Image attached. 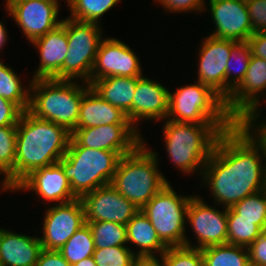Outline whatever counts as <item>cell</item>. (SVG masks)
Masks as SVG:
<instances>
[{"label":"cell","mask_w":266,"mask_h":266,"mask_svg":"<svg viewBox=\"0 0 266 266\" xmlns=\"http://www.w3.org/2000/svg\"><path fill=\"white\" fill-rule=\"evenodd\" d=\"M17 126H0V169L14 186Z\"/></svg>","instance_id":"34"},{"label":"cell","mask_w":266,"mask_h":266,"mask_svg":"<svg viewBox=\"0 0 266 266\" xmlns=\"http://www.w3.org/2000/svg\"><path fill=\"white\" fill-rule=\"evenodd\" d=\"M139 58L131 48L115 38L103 39L91 72V84L111 76L141 77Z\"/></svg>","instance_id":"15"},{"label":"cell","mask_w":266,"mask_h":266,"mask_svg":"<svg viewBox=\"0 0 266 266\" xmlns=\"http://www.w3.org/2000/svg\"><path fill=\"white\" fill-rule=\"evenodd\" d=\"M91 229L95 248L125 246L126 225L108 221L85 222Z\"/></svg>","instance_id":"31"},{"label":"cell","mask_w":266,"mask_h":266,"mask_svg":"<svg viewBox=\"0 0 266 266\" xmlns=\"http://www.w3.org/2000/svg\"><path fill=\"white\" fill-rule=\"evenodd\" d=\"M85 222L108 221L126 225L140 211L111 184L98 187L80 198Z\"/></svg>","instance_id":"14"},{"label":"cell","mask_w":266,"mask_h":266,"mask_svg":"<svg viewBox=\"0 0 266 266\" xmlns=\"http://www.w3.org/2000/svg\"><path fill=\"white\" fill-rule=\"evenodd\" d=\"M227 223V244L248 247L263 233L255 221L237 219V213L231 207L227 211Z\"/></svg>","instance_id":"30"},{"label":"cell","mask_w":266,"mask_h":266,"mask_svg":"<svg viewBox=\"0 0 266 266\" xmlns=\"http://www.w3.org/2000/svg\"><path fill=\"white\" fill-rule=\"evenodd\" d=\"M1 173H3V175H4V181L2 182V188H3V190H11V191H16V189L14 188V186L11 184V182H10V180H9V178H8V176L0 169V175H1Z\"/></svg>","instance_id":"44"},{"label":"cell","mask_w":266,"mask_h":266,"mask_svg":"<svg viewBox=\"0 0 266 266\" xmlns=\"http://www.w3.org/2000/svg\"><path fill=\"white\" fill-rule=\"evenodd\" d=\"M22 112L15 103L0 97V126H17Z\"/></svg>","instance_id":"39"},{"label":"cell","mask_w":266,"mask_h":266,"mask_svg":"<svg viewBox=\"0 0 266 266\" xmlns=\"http://www.w3.org/2000/svg\"><path fill=\"white\" fill-rule=\"evenodd\" d=\"M166 120L196 124H236L226 111L225 101L209 86L198 81L182 86L174 93L169 91Z\"/></svg>","instance_id":"7"},{"label":"cell","mask_w":266,"mask_h":266,"mask_svg":"<svg viewBox=\"0 0 266 266\" xmlns=\"http://www.w3.org/2000/svg\"><path fill=\"white\" fill-rule=\"evenodd\" d=\"M215 29L210 36L247 42L254 33L246 0H209Z\"/></svg>","instance_id":"18"},{"label":"cell","mask_w":266,"mask_h":266,"mask_svg":"<svg viewBox=\"0 0 266 266\" xmlns=\"http://www.w3.org/2000/svg\"><path fill=\"white\" fill-rule=\"evenodd\" d=\"M204 266H250L248 249L245 246L223 244L203 249Z\"/></svg>","instance_id":"26"},{"label":"cell","mask_w":266,"mask_h":266,"mask_svg":"<svg viewBox=\"0 0 266 266\" xmlns=\"http://www.w3.org/2000/svg\"><path fill=\"white\" fill-rule=\"evenodd\" d=\"M20 80L12 68L0 60V97L15 103L24 112L29 108L31 93L30 88L22 87Z\"/></svg>","instance_id":"29"},{"label":"cell","mask_w":266,"mask_h":266,"mask_svg":"<svg viewBox=\"0 0 266 266\" xmlns=\"http://www.w3.org/2000/svg\"><path fill=\"white\" fill-rule=\"evenodd\" d=\"M110 124H132L119 108L104 101L92 87L83 95L80 104L77 128H88Z\"/></svg>","instance_id":"23"},{"label":"cell","mask_w":266,"mask_h":266,"mask_svg":"<svg viewBox=\"0 0 266 266\" xmlns=\"http://www.w3.org/2000/svg\"><path fill=\"white\" fill-rule=\"evenodd\" d=\"M99 25L67 18L68 53L61 67V80L83 78L85 84L91 85V72L102 41Z\"/></svg>","instance_id":"9"},{"label":"cell","mask_w":266,"mask_h":266,"mask_svg":"<svg viewBox=\"0 0 266 266\" xmlns=\"http://www.w3.org/2000/svg\"><path fill=\"white\" fill-rule=\"evenodd\" d=\"M140 77L111 76L95 80L91 87L104 100L121 109L131 122V107Z\"/></svg>","instance_id":"24"},{"label":"cell","mask_w":266,"mask_h":266,"mask_svg":"<svg viewBox=\"0 0 266 266\" xmlns=\"http://www.w3.org/2000/svg\"><path fill=\"white\" fill-rule=\"evenodd\" d=\"M261 123V124H260ZM259 124H257L258 128L260 129H265L266 130V121L265 122H260Z\"/></svg>","instance_id":"47"},{"label":"cell","mask_w":266,"mask_h":266,"mask_svg":"<svg viewBox=\"0 0 266 266\" xmlns=\"http://www.w3.org/2000/svg\"><path fill=\"white\" fill-rule=\"evenodd\" d=\"M6 11L32 42L59 26V2L54 0H7Z\"/></svg>","instance_id":"11"},{"label":"cell","mask_w":266,"mask_h":266,"mask_svg":"<svg viewBox=\"0 0 266 266\" xmlns=\"http://www.w3.org/2000/svg\"><path fill=\"white\" fill-rule=\"evenodd\" d=\"M163 266H204L201 249L182 247H168L160 256Z\"/></svg>","instance_id":"36"},{"label":"cell","mask_w":266,"mask_h":266,"mask_svg":"<svg viewBox=\"0 0 266 266\" xmlns=\"http://www.w3.org/2000/svg\"><path fill=\"white\" fill-rule=\"evenodd\" d=\"M235 124H196L167 120L163 131L170 160L182 173L199 170L202 175L205 164L218 136Z\"/></svg>","instance_id":"3"},{"label":"cell","mask_w":266,"mask_h":266,"mask_svg":"<svg viewBox=\"0 0 266 266\" xmlns=\"http://www.w3.org/2000/svg\"><path fill=\"white\" fill-rule=\"evenodd\" d=\"M70 138L64 126L37 118L28 110L22 112L17 123L14 188L33 171L58 163Z\"/></svg>","instance_id":"2"},{"label":"cell","mask_w":266,"mask_h":266,"mask_svg":"<svg viewBox=\"0 0 266 266\" xmlns=\"http://www.w3.org/2000/svg\"><path fill=\"white\" fill-rule=\"evenodd\" d=\"M127 243H134L140 250L137 257H155V252H160V256L168 247L160 240L156 230L152 226L149 218L138 211L126 224Z\"/></svg>","instance_id":"25"},{"label":"cell","mask_w":266,"mask_h":266,"mask_svg":"<svg viewBox=\"0 0 266 266\" xmlns=\"http://www.w3.org/2000/svg\"><path fill=\"white\" fill-rule=\"evenodd\" d=\"M207 205L201 197L192 196L187 207V221L197 237V246L203 249L213 245L227 244V211Z\"/></svg>","instance_id":"16"},{"label":"cell","mask_w":266,"mask_h":266,"mask_svg":"<svg viewBox=\"0 0 266 266\" xmlns=\"http://www.w3.org/2000/svg\"><path fill=\"white\" fill-rule=\"evenodd\" d=\"M157 152L142 141L131 153L123 155L111 185L141 210L159 191L170 183L158 171Z\"/></svg>","instance_id":"4"},{"label":"cell","mask_w":266,"mask_h":266,"mask_svg":"<svg viewBox=\"0 0 266 266\" xmlns=\"http://www.w3.org/2000/svg\"><path fill=\"white\" fill-rule=\"evenodd\" d=\"M36 266H71L57 250L42 249Z\"/></svg>","instance_id":"41"},{"label":"cell","mask_w":266,"mask_h":266,"mask_svg":"<svg viewBox=\"0 0 266 266\" xmlns=\"http://www.w3.org/2000/svg\"><path fill=\"white\" fill-rule=\"evenodd\" d=\"M253 125L236 123L215 142L201 175L213 193L214 204L230 208L266 189V163L262 164L266 162H262L266 158V130L257 127L253 135Z\"/></svg>","instance_id":"1"},{"label":"cell","mask_w":266,"mask_h":266,"mask_svg":"<svg viewBox=\"0 0 266 266\" xmlns=\"http://www.w3.org/2000/svg\"><path fill=\"white\" fill-rule=\"evenodd\" d=\"M41 250L39 237L0 228V266H36Z\"/></svg>","instance_id":"22"},{"label":"cell","mask_w":266,"mask_h":266,"mask_svg":"<svg viewBox=\"0 0 266 266\" xmlns=\"http://www.w3.org/2000/svg\"><path fill=\"white\" fill-rule=\"evenodd\" d=\"M156 257L137 258L134 266H163L162 261Z\"/></svg>","instance_id":"43"},{"label":"cell","mask_w":266,"mask_h":266,"mask_svg":"<svg viewBox=\"0 0 266 266\" xmlns=\"http://www.w3.org/2000/svg\"><path fill=\"white\" fill-rule=\"evenodd\" d=\"M250 265L266 266V231L248 247Z\"/></svg>","instance_id":"40"},{"label":"cell","mask_w":266,"mask_h":266,"mask_svg":"<svg viewBox=\"0 0 266 266\" xmlns=\"http://www.w3.org/2000/svg\"><path fill=\"white\" fill-rule=\"evenodd\" d=\"M71 266H97V265L95 264L93 256H91V257L85 258V259H83V260L79 261L78 263L73 264Z\"/></svg>","instance_id":"45"},{"label":"cell","mask_w":266,"mask_h":266,"mask_svg":"<svg viewBox=\"0 0 266 266\" xmlns=\"http://www.w3.org/2000/svg\"><path fill=\"white\" fill-rule=\"evenodd\" d=\"M163 5V8L169 12H190L206 11L204 0H156Z\"/></svg>","instance_id":"38"},{"label":"cell","mask_w":266,"mask_h":266,"mask_svg":"<svg viewBox=\"0 0 266 266\" xmlns=\"http://www.w3.org/2000/svg\"><path fill=\"white\" fill-rule=\"evenodd\" d=\"M15 189L33 190L32 192L44 200L57 201L59 204L77 199L59 163L33 171Z\"/></svg>","instance_id":"20"},{"label":"cell","mask_w":266,"mask_h":266,"mask_svg":"<svg viewBox=\"0 0 266 266\" xmlns=\"http://www.w3.org/2000/svg\"><path fill=\"white\" fill-rule=\"evenodd\" d=\"M29 86L31 114L62 125L71 133L77 128L82 97L90 84L82 87L69 80L33 79Z\"/></svg>","instance_id":"5"},{"label":"cell","mask_w":266,"mask_h":266,"mask_svg":"<svg viewBox=\"0 0 266 266\" xmlns=\"http://www.w3.org/2000/svg\"><path fill=\"white\" fill-rule=\"evenodd\" d=\"M5 26H3L2 22H0V49L4 46L7 42V34H6Z\"/></svg>","instance_id":"46"},{"label":"cell","mask_w":266,"mask_h":266,"mask_svg":"<svg viewBox=\"0 0 266 266\" xmlns=\"http://www.w3.org/2000/svg\"><path fill=\"white\" fill-rule=\"evenodd\" d=\"M93 258L97 266H134L137 254L127 246L95 248Z\"/></svg>","instance_id":"35"},{"label":"cell","mask_w":266,"mask_h":266,"mask_svg":"<svg viewBox=\"0 0 266 266\" xmlns=\"http://www.w3.org/2000/svg\"><path fill=\"white\" fill-rule=\"evenodd\" d=\"M121 156L116 151L80 146L72 137L59 164L77 198L111 184Z\"/></svg>","instance_id":"6"},{"label":"cell","mask_w":266,"mask_h":266,"mask_svg":"<svg viewBox=\"0 0 266 266\" xmlns=\"http://www.w3.org/2000/svg\"><path fill=\"white\" fill-rule=\"evenodd\" d=\"M84 224V207L80 198L51 206L46 210L43 237H39L42 249L59 251Z\"/></svg>","instance_id":"12"},{"label":"cell","mask_w":266,"mask_h":266,"mask_svg":"<svg viewBox=\"0 0 266 266\" xmlns=\"http://www.w3.org/2000/svg\"><path fill=\"white\" fill-rule=\"evenodd\" d=\"M169 90L162 84L141 76L137 81L131 107V123L136 128L142 119L162 120L168 114Z\"/></svg>","instance_id":"21"},{"label":"cell","mask_w":266,"mask_h":266,"mask_svg":"<svg viewBox=\"0 0 266 266\" xmlns=\"http://www.w3.org/2000/svg\"><path fill=\"white\" fill-rule=\"evenodd\" d=\"M246 8L254 33L266 32V0H246Z\"/></svg>","instance_id":"37"},{"label":"cell","mask_w":266,"mask_h":266,"mask_svg":"<svg viewBox=\"0 0 266 266\" xmlns=\"http://www.w3.org/2000/svg\"><path fill=\"white\" fill-rule=\"evenodd\" d=\"M251 56V49L248 42H237L231 48L225 70V101L244 79ZM235 63H239V66L236 65L237 67H235Z\"/></svg>","instance_id":"27"},{"label":"cell","mask_w":266,"mask_h":266,"mask_svg":"<svg viewBox=\"0 0 266 266\" xmlns=\"http://www.w3.org/2000/svg\"><path fill=\"white\" fill-rule=\"evenodd\" d=\"M191 197L178 195L168 183L141 209L167 247L192 248L184 233Z\"/></svg>","instance_id":"8"},{"label":"cell","mask_w":266,"mask_h":266,"mask_svg":"<svg viewBox=\"0 0 266 266\" xmlns=\"http://www.w3.org/2000/svg\"><path fill=\"white\" fill-rule=\"evenodd\" d=\"M120 0H70L71 9L69 18L82 21L99 23L100 17L111 9Z\"/></svg>","instance_id":"33"},{"label":"cell","mask_w":266,"mask_h":266,"mask_svg":"<svg viewBox=\"0 0 266 266\" xmlns=\"http://www.w3.org/2000/svg\"><path fill=\"white\" fill-rule=\"evenodd\" d=\"M33 44L41 59L33 79L61 80V67L68 53L67 18L55 29L32 41Z\"/></svg>","instance_id":"19"},{"label":"cell","mask_w":266,"mask_h":266,"mask_svg":"<svg viewBox=\"0 0 266 266\" xmlns=\"http://www.w3.org/2000/svg\"><path fill=\"white\" fill-rule=\"evenodd\" d=\"M94 251L95 243L87 223L79 228L59 250L70 265L93 256Z\"/></svg>","instance_id":"28"},{"label":"cell","mask_w":266,"mask_h":266,"mask_svg":"<svg viewBox=\"0 0 266 266\" xmlns=\"http://www.w3.org/2000/svg\"><path fill=\"white\" fill-rule=\"evenodd\" d=\"M263 90H266V60L251 56L244 79L225 101L227 113L236 123L255 124L260 115L257 108L261 97L257 94Z\"/></svg>","instance_id":"10"},{"label":"cell","mask_w":266,"mask_h":266,"mask_svg":"<svg viewBox=\"0 0 266 266\" xmlns=\"http://www.w3.org/2000/svg\"><path fill=\"white\" fill-rule=\"evenodd\" d=\"M247 42L252 56L266 60V32L253 33Z\"/></svg>","instance_id":"42"},{"label":"cell","mask_w":266,"mask_h":266,"mask_svg":"<svg viewBox=\"0 0 266 266\" xmlns=\"http://www.w3.org/2000/svg\"><path fill=\"white\" fill-rule=\"evenodd\" d=\"M231 208L237 213V219L253 220L263 232L266 231V189L247 196Z\"/></svg>","instance_id":"32"},{"label":"cell","mask_w":266,"mask_h":266,"mask_svg":"<svg viewBox=\"0 0 266 266\" xmlns=\"http://www.w3.org/2000/svg\"><path fill=\"white\" fill-rule=\"evenodd\" d=\"M237 41L208 36L199 51L197 81L209 86L225 101V70Z\"/></svg>","instance_id":"17"},{"label":"cell","mask_w":266,"mask_h":266,"mask_svg":"<svg viewBox=\"0 0 266 266\" xmlns=\"http://www.w3.org/2000/svg\"><path fill=\"white\" fill-rule=\"evenodd\" d=\"M132 124L76 128L71 137L82 147L116 151L121 157L131 153L143 140Z\"/></svg>","instance_id":"13"}]
</instances>
